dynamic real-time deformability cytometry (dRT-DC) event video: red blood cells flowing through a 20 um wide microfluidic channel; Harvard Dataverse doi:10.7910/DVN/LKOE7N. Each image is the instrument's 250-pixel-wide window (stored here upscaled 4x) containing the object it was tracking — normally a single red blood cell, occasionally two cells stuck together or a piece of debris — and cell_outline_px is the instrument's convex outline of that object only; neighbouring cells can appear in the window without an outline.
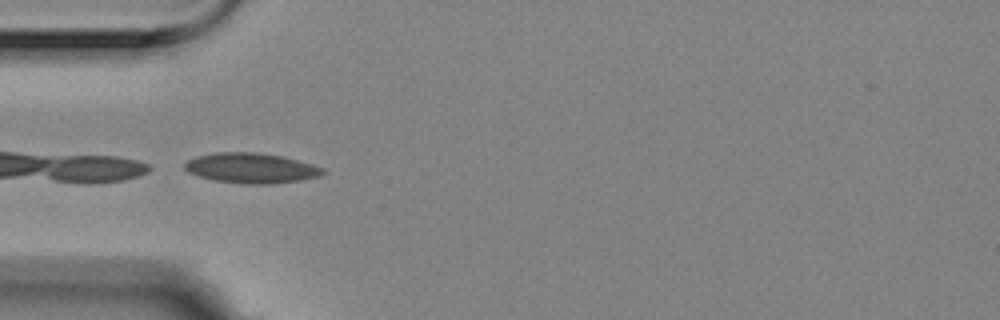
{"species": "Egyptian fruit bat (a non-hibernating species)", "species_latin": "Rousettus aegyptiacus", "temperature_condition": "room temperature", "stored_images_in_passage": 5, "camera_frame_rate_fps": 3000, "um_per_image_px": 0.085, "animal": {"sex": "female"}, "frame": {"image": 1, "passage_image": 4, "time_ms": 1.0, "image_size_px": [1000, 320], "cell_outline_px": [[328, 172], [320, 176], [300, 180], [268, 184], [244, 184], [216, 180], [200, 176], [188, 172], [184, 168], [184, 164], [188, 160], [196, 156], [216, 152], [256, 152], [280, 156], [312, 164], [324, 168]], "centroid_in_image_um": [21.36, 14.28], "position_along_channel_um": 63.6, "area_um2": 24.16}}
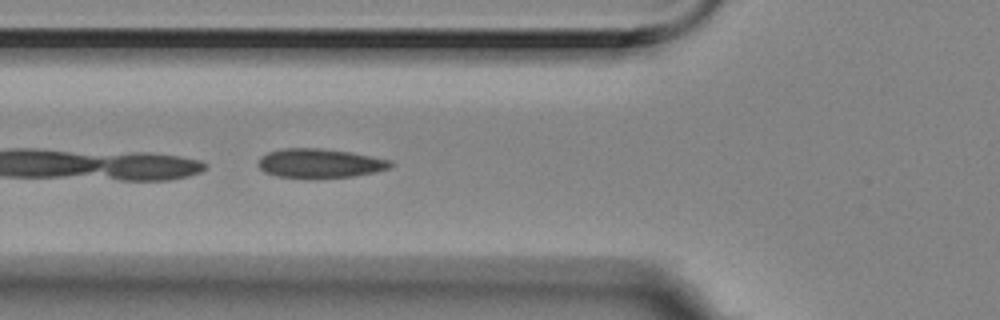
{"frame": {"image": 2, "passage_image": 5, "time_ms": 1.333, "image_size_px": [1000, 320], "cell_outline_px": [[396, 164], [388, 168], [376, 172], [352, 176], [312, 180], [276, 176], [264, 172], [256, 164], [260, 156], [268, 152], [284, 148], [320, 148], [348, 152], [392, 160]], "centroid_in_image_um": [27.15, 13.91], "position_along_channel_um": 98.6, "area_um2": 23.06}}